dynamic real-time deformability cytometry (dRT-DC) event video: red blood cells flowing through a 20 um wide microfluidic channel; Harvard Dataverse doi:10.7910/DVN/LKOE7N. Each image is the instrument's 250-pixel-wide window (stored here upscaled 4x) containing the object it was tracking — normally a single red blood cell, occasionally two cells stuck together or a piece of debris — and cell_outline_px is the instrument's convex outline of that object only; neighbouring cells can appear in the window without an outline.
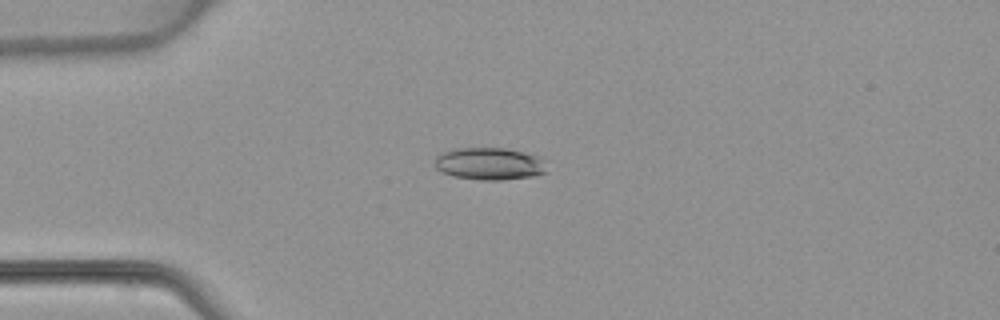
{"species": "common noctule bat (a hibernating species)", "species_latin": "Nyctalus noctula", "temperature_condition": "warm", "stored_images_in_passage": 3, "camera_frame_rate_fps": 3000, "um_per_image_px": 0.085, "animal": {"sex": "female", "body_mass_g": 22.7, "forearm_length_mm": 54.2}, "frame": {"image": 1, "passage_image": 1, "time_ms": 0.0, "image_size_px": [1000, 320], "cell_outline_px": [[548, 172], [536, 176], [500, 180], [480, 180], [452, 176], [436, 168], [432, 164], [432, 160], [436, 156], [452, 148], [504, 148], [524, 152], [540, 156]], "centroid_in_image_um": [41.58, 13.92], "position_along_channel_um": 43.4, "area_um2": 21.39}}
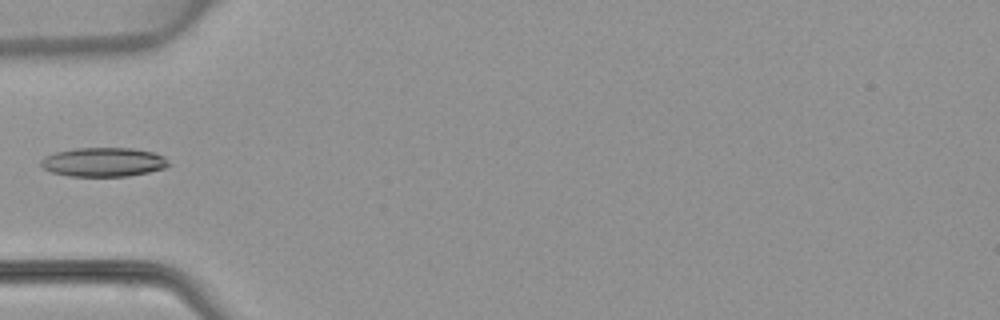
{"frame": {"image": 2, "passage_image": 2, "time_ms": 1.333, "image_size_px": [1000, 320], "cell_outline_px": [[168, 164], [164, 168], [148, 172], [128, 176], [68, 176], [52, 172], [44, 168], [40, 164], [40, 160], [44, 156], [56, 152], [76, 148], [132, 148], [152, 152], [164, 156], [168, 160]], "centroid_in_image_um": [8.77, 13.77], "position_along_channel_um": 76.2, "area_um2": 21.56}}
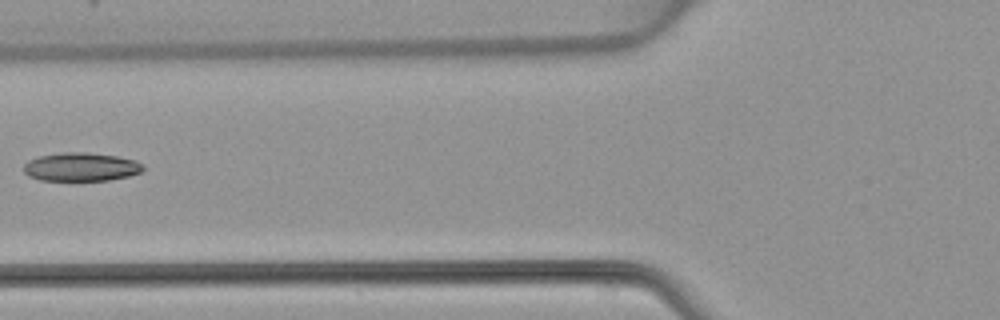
{"frame": {"image": 3, "passage_image": 3, "time_ms": 2.333, "image_size_px": [1000, 320], "cell_outline_px": [[144, 168], [140, 172], [128, 176], [108, 180], [40, 180], [28, 176], [24, 172], [24, 164], [28, 160], [36, 156], [60, 152], [84, 152], [116, 156], [136, 160], [144, 164]], "centroid_in_image_um": [6.86, 14.17], "position_along_channel_um": 118.9, "area_um2": 19.94}}